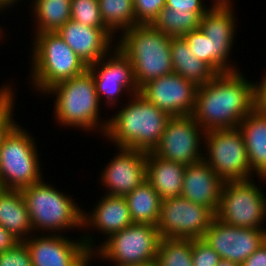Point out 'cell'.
I'll list each match as a JSON object with an SVG mask.
<instances>
[{
    "mask_svg": "<svg viewBox=\"0 0 266 266\" xmlns=\"http://www.w3.org/2000/svg\"><path fill=\"white\" fill-rule=\"evenodd\" d=\"M233 6H210L200 19L199 28L206 37L215 41L233 42L235 18Z\"/></svg>",
    "mask_w": 266,
    "mask_h": 266,
    "instance_id": "28",
    "label": "cell"
},
{
    "mask_svg": "<svg viewBox=\"0 0 266 266\" xmlns=\"http://www.w3.org/2000/svg\"><path fill=\"white\" fill-rule=\"evenodd\" d=\"M21 192L34 231L49 230L56 234L59 230L83 227V210L75 205L71 196L68 197L50 184H45L43 180L21 189Z\"/></svg>",
    "mask_w": 266,
    "mask_h": 266,
    "instance_id": "6",
    "label": "cell"
},
{
    "mask_svg": "<svg viewBox=\"0 0 266 266\" xmlns=\"http://www.w3.org/2000/svg\"><path fill=\"white\" fill-rule=\"evenodd\" d=\"M204 13L173 11L164 7L151 25L169 37H184L199 28Z\"/></svg>",
    "mask_w": 266,
    "mask_h": 266,
    "instance_id": "29",
    "label": "cell"
},
{
    "mask_svg": "<svg viewBox=\"0 0 266 266\" xmlns=\"http://www.w3.org/2000/svg\"><path fill=\"white\" fill-rule=\"evenodd\" d=\"M0 266H32L29 250L23 241L0 253Z\"/></svg>",
    "mask_w": 266,
    "mask_h": 266,
    "instance_id": "35",
    "label": "cell"
},
{
    "mask_svg": "<svg viewBox=\"0 0 266 266\" xmlns=\"http://www.w3.org/2000/svg\"><path fill=\"white\" fill-rule=\"evenodd\" d=\"M197 86L176 73L144 84L139 93L169 116L192 115Z\"/></svg>",
    "mask_w": 266,
    "mask_h": 266,
    "instance_id": "15",
    "label": "cell"
},
{
    "mask_svg": "<svg viewBox=\"0 0 266 266\" xmlns=\"http://www.w3.org/2000/svg\"><path fill=\"white\" fill-rule=\"evenodd\" d=\"M253 109L254 83L236 69L197 88L192 116L205 132L235 129Z\"/></svg>",
    "mask_w": 266,
    "mask_h": 266,
    "instance_id": "1",
    "label": "cell"
},
{
    "mask_svg": "<svg viewBox=\"0 0 266 266\" xmlns=\"http://www.w3.org/2000/svg\"><path fill=\"white\" fill-rule=\"evenodd\" d=\"M71 19L93 28H106L98 0H71Z\"/></svg>",
    "mask_w": 266,
    "mask_h": 266,
    "instance_id": "32",
    "label": "cell"
},
{
    "mask_svg": "<svg viewBox=\"0 0 266 266\" xmlns=\"http://www.w3.org/2000/svg\"><path fill=\"white\" fill-rule=\"evenodd\" d=\"M260 83H254V110L266 115V76Z\"/></svg>",
    "mask_w": 266,
    "mask_h": 266,
    "instance_id": "38",
    "label": "cell"
},
{
    "mask_svg": "<svg viewBox=\"0 0 266 266\" xmlns=\"http://www.w3.org/2000/svg\"><path fill=\"white\" fill-rule=\"evenodd\" d=\"M155 266H193L192 239L161 238Z\"/></svg>",
    "mask_w": 266,
    "mask_h": 266,
    "instance_id": "31",
    "label": "cell"
},
{
    "mask_svg": "<svg viewBox=\"0 0 266 266\" xmlns=\"http://www.w3.org/2000/svg\"><path fill=\"white\" fill-rule=\"evenodd\" d=\"M121 34L117 47L129 58L139 89L151 80L173 73L171 37L151 24H138Z\"/></svg>",
    "mask_w": 266,
    "mask_h": 266,
    "instance_id": "3",
    "label": "cell"
},
{
    "mask_svg": "<svg viewBox=\"0 0 266 266\" xmlns=\"http://www.w3.org/2000/svg\"><path fill=\"white\" fill-rule=\"evenodd\" d=\"M32 51L33 87L44 93L57 83L84 73L88 66L56 32L36 33Z\"/></svg>",
    "mask_w": 266,
    "mask_h": 266,
    "instance_id": "5",
    "label": "cell"
},
{
    "mask_svg": "<svg viewBox=\"0 0 266 266\" xmlns=\"http://www.w3.org/2000/svg\"><path fill=\"white\" fill-rule=\"evenodd\" d=\"M116 46L111 52L114 54L110 59L106 55L98 62L88 66V70L92 73L95 81L99 102L101 97L105 95V99L107 98L105 103L110 105L116 104L118 97L123 94L122 91L124 90L131 91L130 95L140 91L129 58Z\"/></svg>",
    "mask_w": 266,
    "mask_h": 266,
    "instance_id": "16",
    "label": "cell"
},
{
    "mask_svg": "<svg viewBox=\"0 0 266 266\" xmlns=\"http://www.w3.org/2000/svg\"><path fill=\"white\" fill-rule=\"evenodd\" d=\"M0 226L19 241L26 240L33 227L21 190L0 188Z\"/></svg>",
    "mask_w": 266,
    "mask_h": 266,
    "instance_id": "23",
    "label": "cell"
},
{
    "mask_svg": "<svg viewBox=\"0 0 266 266\" xmlns=\"http://www.w3.org/2000/svg\"><path fill=\"white\" fill-rule=\"evenodd\" d=\"M238 128L242 132L251 172L266 180V115L253 109Z\"/></svg>",
    "mask_w": 266,
    "mask_h": 266,
    "instance_id": "22",
    "label": "cell"
},
{
    "mask_svg": "<svg viewBox=\"0 0 266 266\" xmlns=\"http://www.w3.org/2000/svg\"><path fill=\"white\" fill-rule=\"evenodd\" d=\"M202 0H166V7L181 12H206Z\"/></svg>",
    "mask_w": 266,
    "mask_h": 266,
    "instance_id": "37",
    "label": "cell"
},
{
    "mask_svg": "<svg viewBox=\"0 0 266 266\" xmlns=\"http://www.w3.org/2000/svg\"><path fill=\"white\" fill-rule=\"evenodd\" d=\"M119 149V154L102 171L101 182L108 188L107 195L125 197L146 181L147 152Z\"/></svg>",
    "mask_w": 266,
    "mask_h": 266,
    "instance_id": "17",
    "label": "cell"
},
{
    "mask_svg": "<svg viewBox=\"0 0 266 266\" xmlns=\"http://www.w3.org/2000/svg\"><path fill=\"white\" fill-rule=\"evenodd\" d=\"M133 223L156 226L162 199L154 188L143 182L125 196Z\"/></svg>",
    "mask_w": 266,
    "mask_h": 266,
    "instance_id": "26",
    "label": "cell"
},
{
    "mask_svg": "<svg viewBox=\"0 0 266 266\" xmlns=\"http://www.w3.org/2000/svg\"><path fill=\"white\" fill-rule=\"evenodd\" d=\"M221 259L242 264L266 240V229L227 225L216 217L202 238Z\"/></svg>",
    "mask_w": 266,
    "mask_h": 266,
    "instance_id": "14",
    "label": "cell"
},
{
    "mask_svg": "<svg viewBox=\"0 0 266 266\" xmlns=\"http://www.w3.org/2000/svg\"><path fill=\"white\" fill-rule=\"evenodd\" d=\"M161 237L158 228L151 224L133 223L90 252L89 262L95 254L116 265H143L155 263ZM103 245V246H102ZM98 251V252H96Z\"/></svg>",
    "mask_w": 266,
    "mask_h": 266,
    "instance_id": "8",
    "label": "cell"
},
{
    "mask_svg": "<svg viewBox=\"0 0 266 266\" xmlns=\"http://www.w3.org/2000/svg\"><path fill=\"white\" fill-rule=\"evenodd\" d=\"M14 93L0 104V147L5 137L17 125L13 119Z\"/></svg>",
    "mask_w": 266,
    "mask_h": 266,
    "instance_id": "36",
    "label": "cell"
},
{
    "mask_svg": "<svg viewBox=\"0 0 266 266\" xmlns=\"http://www.w3.org/2000/svg\"><path fill=\"white\" fill-rule=\"evenodd\" d=\"M59 235L34 237L33 234L23 241L29 250L32 266H87L90 252L94 251V239L83 235L81 240L73 241Z\"/></svg>",
    "mask_w": 266,
    "mask_h": 266,
    "instance_id": "12",
    "label": "cell"
},
{
    "mask_svg": "<svg viewBox=\"0 0 266 266\" xmlns=\"http://www.w3.org/2000/svg\"><path fill=\"white\" fill-rule=\"evenodd\" d=\"M19 0H0V9H6L10 7L12 4L15 5Z\"/></svg>",
    "mask_w": 266,
    "mask_h": 266,
    "instance_id": "42",
    "label": "cell"
},
{
    "mask_svg": "<svg viewBox=\"0 0 266 266\" xmlns=\"http://www.w3.org/2000/svg\"><path fill=\"white\" fill-rule=\"evenodd\" d=\"M241 266H266V240L255 252L243 261Z\"/></svg>",
    "mask_w": 266,
    "mask_h": 266,
    "instance_id": "39",
    "label": "cell"
},
{
    "mask_svg": "<svg viewBox=\"0 0 266 266\" xmlns=\"http://www.w3.org/2000/svg\"><path fill=\"white\" fill-rule=\"evenodd\" d=\"M67 45L90 66L108 55L112 47V34L107 28H93L72 19L56 32Z\"/></svg>",
    "mask_w": 266,
    "mask_h": 266,
    "instance_id": "18",
    "label": "cell"
},
{
    "mask_svg": "<svg viewBox=\"0 0 266 266\" xmlns=\"http://www.w3.org/2000/svg\"><path fill=\"white\" fill-rule=\"evenodd\" d=\"M137 24H152L166 7V0H133Z\"/></svg>",
    "mask_w": 266,
    "mask_h": 266,
    "instance_id": "33",
    "label": "cell"
},
{
    "mask_svg": "<svg viewBox=\"0 0 266 266\" xmlns=\"http://www.w3.org/2000/svg\"><path fill=\"white\" fill-rule=\"evenodd\" d=\"M45 93H54L56 96L55 118L62 126L81 127L85 131L100 126L101 132L105 133L108 120L99 121L100 102L93 75L88 69L78 76L55 84Z\"/></svg>",
    "mask_w": 266,
    "mask_h": 266,
    "instance_id": "4",
    "label": "cell"
},
{
    "mask_svg": "<svg viewBox=\"0 0 266 266\" xmlns=\"http://www.w3.org/2000/svg\"><path fill=\"white\" fill-rule=\"evenodd\" d=\"M231 4L230 0H216L212 6H231Z\"/></svg>",
    "mask_w": 266,
    "mask_h": 266,
    "instance_id": "44",
    "label": "cell"
},
{
    "mask_svg": "<svg viewBox=\"0 0 266 266\" xmlns=\"http://www.w3.org/2000/svg\"><path fill=\"white\" fill-rule=\"evenodd\" d=\"M36 32H57L71 19V0H34Z\"/></svg>",
    "mask_w": 266,
    "mask_h": 266,
    "instance_id": "27",
    "label": "cell"
},
{
    "mask_svg": "<svg viewBox=\"0 0 266 266\" xmlns=\"http://www.w3.org/2000/svg\"><path fill=\"white\" fill-rule=\"evenodd\" d=\"M170 54L173 73L179 74L197 87L206 84L216 75L207 64L192 54L184 37H171Z\"/></svg>",
    "mask_w": 266,
    "mask_h": 266,
    "instance_id": "25",
    "label": "cell"
},
{
    "mask_svg": "<svg viewBox=\"0 0 266 266\" xmlns=\"http://www.w3.org/2000/svg\"><path fill=\"white\" fill-rule=\"evenodd\" d=\"M184 38L192 54L207 64L216 74L236 71L233 65H229L230 62L227 59L233 42L211 40L200 28L190 31Z\"/></svg>",
    "mask_w": 266,
    "mask_h": 266,
    "instance_id": "24",
    "label": "cell"
},
{
    "mask_svg": "<svg viewBox=\"0 0 266 266\" xmlns=\"http://www.w3.org/2000/svg\"><path fill=\"white\" fill-rule=\"evenodd\" d=\"M224 183L217 173L201 160L185 167L181 196L208 207L215 214Z\"/></svg>",
    "mask_w": 266,
    "mask_h": 266,
    "instance_id": "19",
    "label": "cell"
},
{
    "mask_svg": "<svg viewBox=\"0 0 266 266\" xmlns=\"http://www.w3.org/2000/svg\"><path fill=\"white\" fill-rule=\"evenodd\" d=\"M115 266H155V263L143 264V265H116Z\"/></svg>",
    "mask_w": 266,
    "mask_h": 266,
    "instance_id": "45",
    "label": "cell"
},
{
    "mask_svg": "<svg viewBox=\"0 0 266 266\" xmlns=\"http://www.w3.org/2000/svg\"><path fill=\"white\" fill-rule=\"evenodd\" d=\"M18 242L17 238L0 226V253L14 247Z\"/></svg>",
    "mask_w": 266,
    "mask_h": 266,
    "instance_id": "40",
    "label": "cell"
},
{
    "mask_svg": "<svg viewBox=\"0 0 266 266\" xmlns=\"http://www.w3.org/2000/svg\"><path fill=\"white\" fill-rule=\"evenodd\" d=\"M217 266H241V264L235 263L229 260L221 259L219 263L217 264Z\"/></svg>",
    "mask_w": 266,
    "mask_h": 266,
    "instance_id": "43",
    "label": "cell"
},
{
    "mask_svg": "<svg viewBox=\"0 0 266 266\" xmlns=\"http://www.w3.org/2000/svg\"><path fill=\"white\" fill-rule=\"evenodd\" d=\"M119 112L108 120L105 136L119 148L153 151L171 116L140 93L131 95Z\"/></svg>",
    "mask_w": 266,
    "mask_h": 266,
    "instance_id": "2",
    "label": "cell"
},
{
    "mask_svg": "<svg viewBox=\"0 0 266 266\" xmlns=\"http://www.w3.org/2000/svg\"><path fill=\"white\" fill-rule=\"evenodd\" d=\"M215 214L208 208L182 196L162 200L156 224L161 238H203Z\"/></svg>",
    "mask_w": 266,
    "mask_h": 266,
    "instance_id": "11",
    "label": "cell"
},
{
    "mask_svg": "<svg viewBox=\"0 0 266 266\" xmlns=\"http://www.w3.org/2000/svg\"><path fill=\"white\" fill-rule=\"evenodd\" d=\"M215 217L230 226L262 229L266 219L264 192L252 178L225 182Z\"/></svg>",
    "mask_w": 266,
    "mask_h": 266,
    "instance_id": "9",
    "label": "cell"
},
{
    "mask_svg": "<svg viewBox=\"0 0 266 266\" xmlns=\"http://www.w3.org/2000/svg\"><path fill=\"white\" fill-rule=\"evenodd\" d=\"M98 4L104 25L112 34L138 25L133 0H98Z\"/></svg>",
    "mask_w": 266,
    "mask_h": 266,
    "instance_id": "30",
    "label": "cell"
},
{
    "mask_svg": "<svg viewBox=\"0 0 266 266\" xmlns=\"http://www.w3.org/2000/svg\"><path fill=\"white\" fill-rule=\"evenodd\" d=\"M18 124L0 147V188L21 190L42 181L36 144Z\"/></svg>",
    "mask_w": 266,
    "mask_h": 266,
    "instance_id": "7",
    "label": "cell"
},
{
    "mask_svg": "<svg viewBox=\"0 0 266 266\" xmlns=\"http://www.w3.org/2000/svg\"><path fill=\"white\" fill-rule=\"evenodd\" d=\"M12 93L13 90H11L10 86H2V88H0V104L4 102Z\"/></svg>",
    "mask_w": 266,
    "mask_h": 266,
    "instance_id": "41",
    "label": "cell"
},
{
    "mask_svg": "<svg viewBox=\"0 0 266 266\" xmlns=\"http://www.w3.org/2000/svg\"><path fill=\"white\" fill-rule=\"evenodd\" d=\"M204 135L205 131L192 115L170 117L152 152L162 159L188 166L203 160L200 141Z\"/></svg>",
    "mask_w": 266,
    "mask_h": 266,
    "instance_id": "13",
    "label": "cell"
},
{
    "mask_svg": "<svg viewBox=\"0 0 266 266\" xmlns=\"http://www.w3.org/2000/svg\"><path fill=\"white\" fill-rule=\"evenodd\" d=\"M203 139L208 147L203 160L224 182L246 180L253 176L239 128L208 131Z\"/></svg>",
    "mask_w": 266,
    "mask_h": 266,
    "instance_id": "10",
    "label": "cell"
},
{
    "mask_svg": "<svg viewBox=\"0 0 266 266\" xmlns=\"http://www.w3.org/2000/svg\"><path fill=\"white\" fill-rule=\"evenodd\" d=\"M91 213L82 215V226L97 228L110 237L133 224L125 197L104 195Z\"/></svg>",
    "mask_w": 266,
    "mask_h": 266,
    "instance_id": "20",
    "label": "cell"
},
{
    "mask_svg": "<svg viewBox=\"0 0 266 266\" xmlns=\"http://www.w3.org/2000/svg\"><path fill=\"white\" fill-rule=\"evenodd\" d=\"M185 167L147 152L146 181L162 200L181 196Z\"/></svg>",
    "mask_w": 266,
    "mask_h": 266,
    "instance_id": "21",
    "label": "cell"
},
{
    "mask_svg": "<svg viewBox=\"0 0 266 266\" xmlns=\"http://www.w3.org/2000/svg\"><path fill=\"white\" fill-rule=\"evenodd\" d=\"M193 266H217L220 256L202 238L192 239Z\"/></svg>",
    "mask_w": 266,
    "mask_h": 266,
    "instance_id": "34",
    "label": "cell"
}]
</instances>
